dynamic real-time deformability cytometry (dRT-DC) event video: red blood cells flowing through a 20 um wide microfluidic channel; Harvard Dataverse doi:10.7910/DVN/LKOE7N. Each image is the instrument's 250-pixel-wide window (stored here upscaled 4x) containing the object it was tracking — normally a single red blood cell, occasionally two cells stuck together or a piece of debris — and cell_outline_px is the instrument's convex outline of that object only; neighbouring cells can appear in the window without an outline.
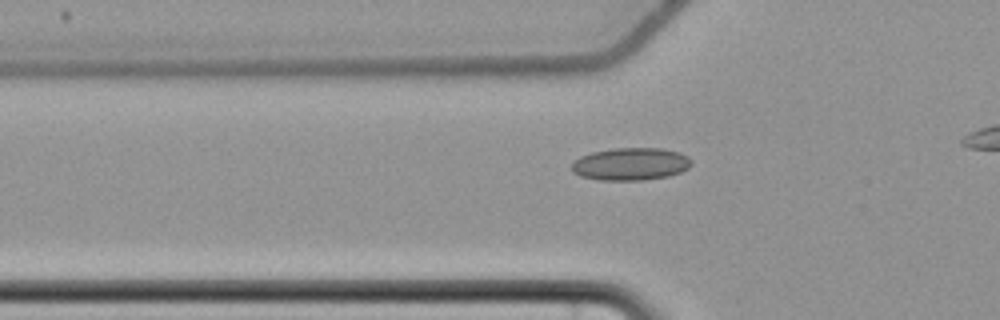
{"species": "common noctule bat (a hibernating species)", "species_latin": "Nyctalus noctula", "temperature_condition": "cold", "stored_images_in_passage": 44, "camera_frame_rate_fps": 3000, "um_per_image_px": 0.085, "animal": {"sex": "female", "body_mass_g": 22.7, "forearm_length_mm": 54.2}, "frame": {"image": 1, "passage_image": 14, "time_ms": 4.333, "image_size_px": [1000, 320], "cell_outline_px": [[692, 164], [688, 168], [680, 172], [668, 176], [644, 180], [600, 180], [580, 176], [572, 172], [572, 160], [580, 156], [592, 152], [612, 148], [660, 148], [680, 152], [688, 156], [692, 160]], "centroid_in_image_um": [53.6, 13.94], "position_along_channel_um": 72.2, "area_um2": 22.95}}
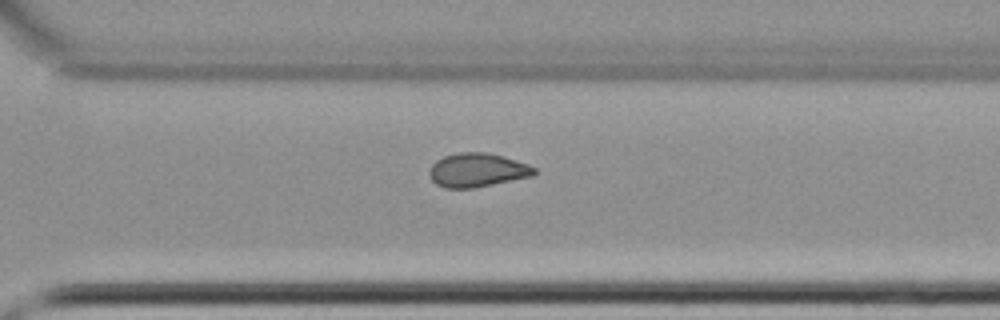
{"frame": {"image": 2, "passage_image": 35, "time_ms": 11.333, "image_size_px": [1000, 320], "cell_outline_px": [[536, 172], [532, 176], [472, 188], [444, 188], [436, 184], [432, 180], [428, 172], [432, 164], [436, 160], [444, 156], [460, 152], [488, 152], [516, 160], [528, 164], [536, 168]], "centroid_in_image_um": [40.55, 14.45], "position_along_channel_um": 330.1, "area_um2": 20.63}}
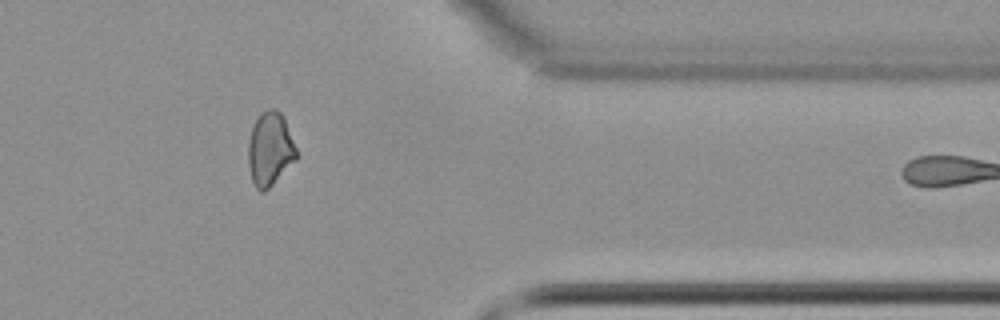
{"frame": {"image": 3, "passage_image": 41, "time_ms": 13.333, "image_size_px": [1000, 320], "cell_outline_px": [[300, 156], [264, 192], [260, 192], [256, 188], [252, 180], [248, 164], [248, 140], [252, 128], [260, 112], [268, 108], [276, 108], [280, 112], [284, 120]], "centroid_in_image_um": [22.95, 12.67], "position_along_channel_um": 388.5, "area_um2": 20.69}, "authors_computed_cell_mechanics": {"area_um2": 20.9525, "velocity_mm_per_s": 3.6892, "shape_relaxation_time_tau1_ms": null, "shape_relaxation_time_tau2_ms": 5.9979, "deformation_change_tau1": null, "deformation_change_tau2": 0.0967}}